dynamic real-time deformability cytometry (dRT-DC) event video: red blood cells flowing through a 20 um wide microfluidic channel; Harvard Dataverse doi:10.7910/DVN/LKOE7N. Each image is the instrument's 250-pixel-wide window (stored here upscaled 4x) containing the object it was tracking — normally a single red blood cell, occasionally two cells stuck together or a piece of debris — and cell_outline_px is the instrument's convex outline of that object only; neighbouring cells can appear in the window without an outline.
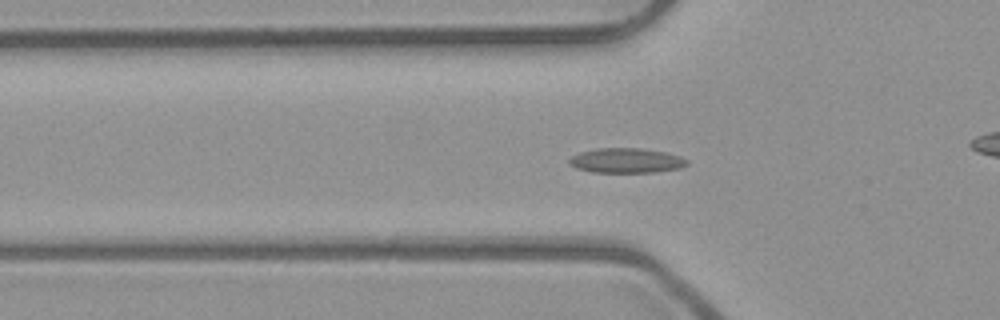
{"species": "common noctule bat (a hibernating species)", "species_latin": "Nyctalus noctula", "temperature_condition": "room temperature", "stored_images_in_passage": 54, "camera_frame_rate_fps": 3000, "um_per_image_px": 0.085, "animal": {"sex": "male", "body_mass_g": 23.1, "forearm_length_mm": 52.7}, "frame": {"image": 1, "passage_image": 18, "time_ms": 5.667, "image_size_px": [1000, 320], "cell_outline_px": [[688, 164], [680, 168], [656, 172], [592, 172], [576, 168], [568, 164], [568, 160], [572, 156], [580, 152], [596, 148], [640, 148], [664, 152], [680, 156], [688, 160]], "centroid_in_image_um": [53.22, 13.65], "position_along_channel_um": 72.6, "area_um2": 17.05}}
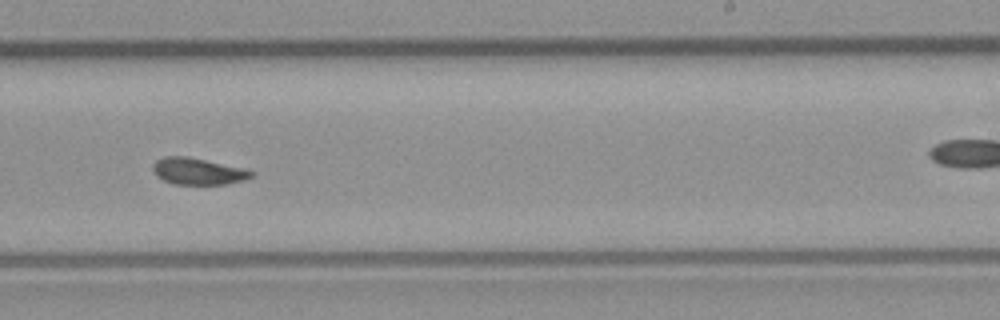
{"frame": {"image": 2, "passage_image": 33, "time_ms": 10.667, "image_size_px": [1000, 320], "cell_outline_px": [[256, 172], [252, 176], [244, 180], [228, 184], [172, 184], [156, 176], [152, 168], [152, 164], [156, 160], [164, 156], [188, 156], [240, 168]], "centroid_in_image_um": [16.78, 14.56], "position_along_channel_um": 272.2, "area_um2": 15.2}}
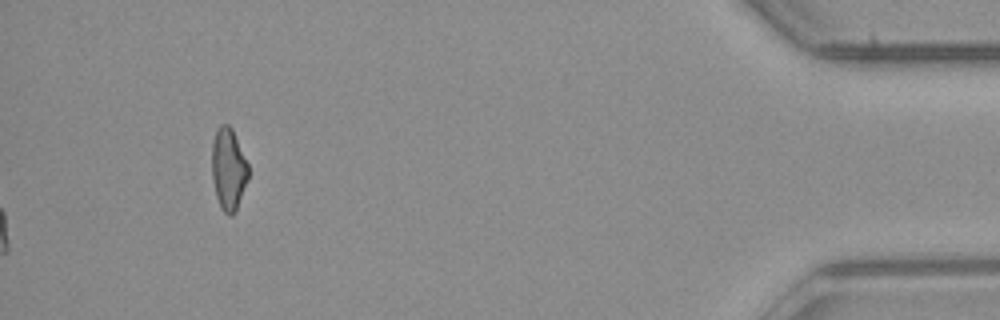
{"frame": {"image": 3, "passage_image": 54, "time_ms": 17.667, "image_size_px": [1000, 320], "cell_outline_px": [[248, 180], [236, 208], [232, 216], [228, 216], [220, 208], [216, 196], [212, 176], [212, 144], [216, 128], [220, 124], [228, 124], [232, 128], [248, 164]], "centroid_in_image_um": [19.4, 14.35], "position_along_channel_um": 415.8, "area_um2": 17.4}, "authors_computed_cell_mechanics": {"area_um2": 15.9239, "velocity_mm_per_s": 3.9705, "shape_relaxation_time_tau1_ms": null, "shape_relaxation_time_tau2_ms": 1.8602, "deformation_change_tau1": null, "deformation_change_tau2": 0.0538}}